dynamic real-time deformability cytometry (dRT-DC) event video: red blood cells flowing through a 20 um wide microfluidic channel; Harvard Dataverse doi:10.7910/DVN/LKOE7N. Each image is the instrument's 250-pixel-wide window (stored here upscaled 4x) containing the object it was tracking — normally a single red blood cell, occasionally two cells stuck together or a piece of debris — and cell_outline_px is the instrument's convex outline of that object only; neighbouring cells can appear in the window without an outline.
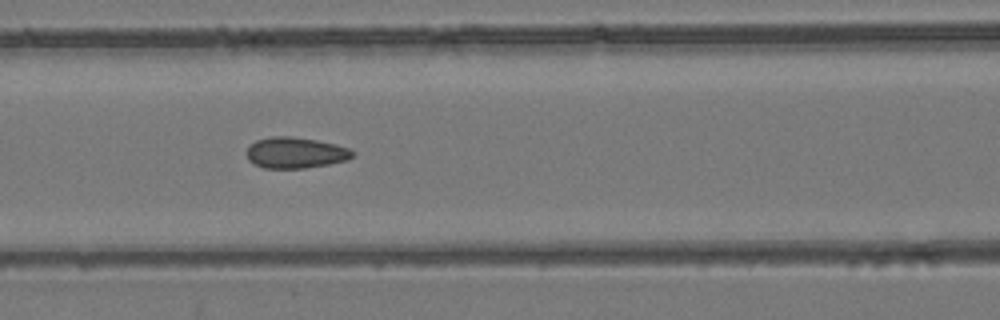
{"species": "common noctule bat (a hibernating species)", "species_latin": "Nyctalus noctula", "temperature_condition": "room temperature", "stored_images_in_passage": 8, "camera_frame_rate_fps": 3000, "um_per_image_px": 0.085, "animal": {"sex": "female", "body_mass_g": 24.6, "forearm_length_mm": 56.2}, "frame": {"image": 1, "passage_image": 6, "time_ms": 5.667, "image_size_px": [1000, 320], "cell_outline_px": [[356, 152], [348, 160], [328, 164], [304, 168], [264, 168], [248, 160], [248, 148], [256, 140], [272, 136], [292, 136], [316, 140], [336, 144], [348, 148]], "centroid_in_image_um": [25.14, 12.98], "position_along_channel_um": 141.5, "area_um2": 19.02}}
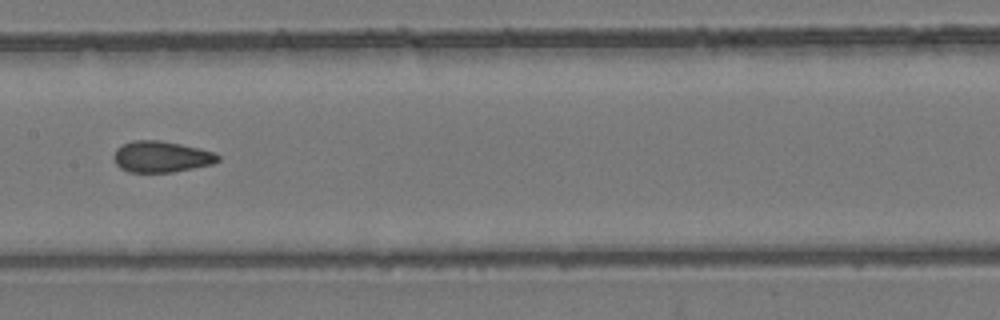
{"frame": {"image": 2, "passage_image": 7, "time_ms": 7.0, "image_size_px": [1000, 320], "cell_outline_px": [[220, 160], [212, 164], [172, 172], [128, 172], [120, 168], [116, 164], [112, 156], [116, 148], [132, 140], [160, 140], [200, 148], [216, 152], [220, 156]], "centroid_in_image_um": [13.71, 13.31], "position_along_channel_um": 193.7, "area_um2": 19.07}}
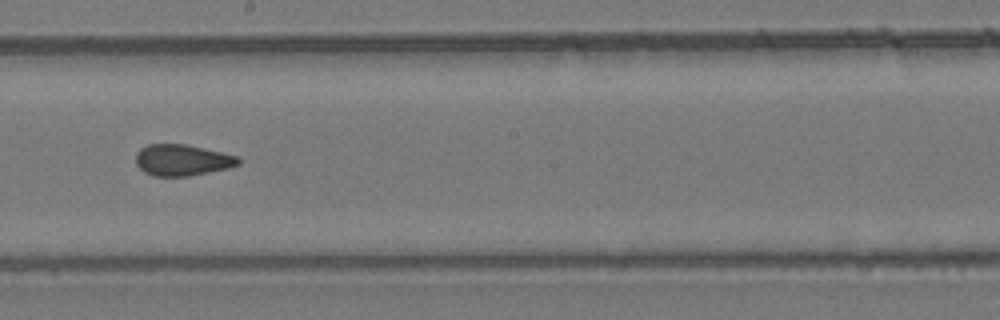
{"frame": {"image": 3, "passage_image": 8, "time_ms": 8.0, "image_size_px": [1000, 320], "cell_outline_px": [[240, 164], [228, 168], [188, 176], [152, 176], [144, 172], [136, 164], [136, 152], [140, 148], [148, 144], [184, 144], [204, 148], [236, 156], [240, 160]], "centroid_in_image_um": [15.45, 13.61], "position_along_channel_um": 232.8, "area_um2": 18.61}}